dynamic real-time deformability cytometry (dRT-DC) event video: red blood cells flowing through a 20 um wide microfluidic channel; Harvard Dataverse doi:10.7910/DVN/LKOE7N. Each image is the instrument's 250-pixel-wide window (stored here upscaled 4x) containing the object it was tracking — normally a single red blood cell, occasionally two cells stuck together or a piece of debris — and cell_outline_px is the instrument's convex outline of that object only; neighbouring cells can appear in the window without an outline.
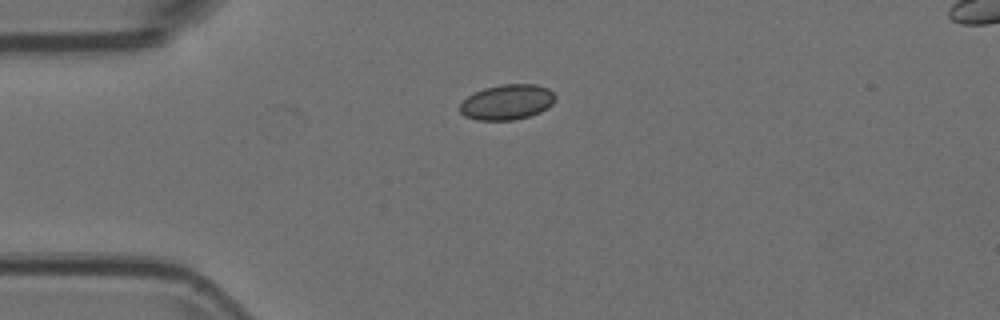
{"species": "Egyptian fruit bat (a non-hibernating species)", "species_latin": "Rousettus aegyptiacus", "temperature_condition": "room temperature", "stored_images_in_passage": 5, "camera_frame_rate_fps": 3000, "um_per_image_px": 0.085, "animal": {"sex": "female"}, "frame": {"image": 1, "passage_image": 1, "time_ms": 0.0, "image_size_px": [1000, 320], "cell_outline_px": [[556, 100], [548, 108], [540, 112], [528, 116], [512, 120], [476, 120], [464, 116], [460, 112], [460, 104], [468, 96], [484, 88], [500, 84], [536, 84], [548, 88], [556, 96]], "centroid_in_image_um": [43.12, 8.68], "position_along_channel_um": 41.9, "area_um2": 19.65}}